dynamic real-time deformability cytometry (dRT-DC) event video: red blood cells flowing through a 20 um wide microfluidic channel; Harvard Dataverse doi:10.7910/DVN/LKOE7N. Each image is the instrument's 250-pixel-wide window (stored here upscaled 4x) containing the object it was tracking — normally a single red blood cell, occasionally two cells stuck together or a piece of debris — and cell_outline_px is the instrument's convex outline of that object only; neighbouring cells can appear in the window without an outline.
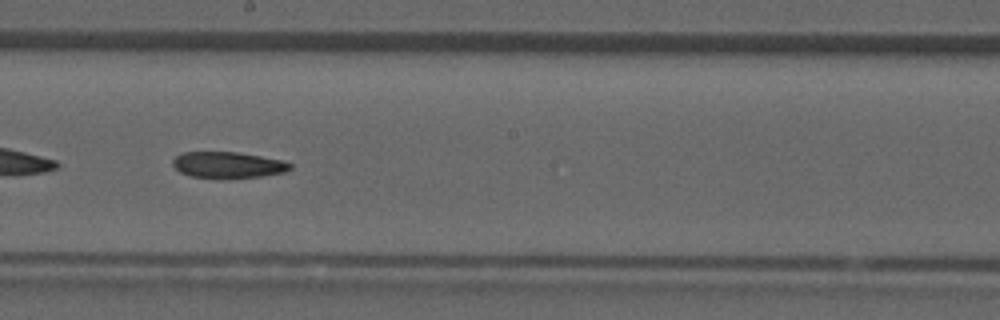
{"species": "common noctule bat (a hibernating species)", "species_latin": "Nyctalus noctula", "temperature_condition": "room temperature", "stored_images_in_passage": 32, "camera_frame_rate_fps": 3000, "um_per_image_px": 0.085, "animal": {"sex": "male", "forearm_length_mm": 52.5}, "frame": {"image": 1, "passage_image": 22, "time_ms": 7.0, "image_size_px": [1000, 320], "cell_outline_px": [[292, 168], [284, 172], [260, 176], [192, 176], [180, 172], [172, 164], [172, 160], [180, 152], [236, 152], [284, 160], [292, 164]], "centroid_in_image_um": [19.38, 13.97], "position_along_channel_um": 228.8, "area_um2": 17.28}}